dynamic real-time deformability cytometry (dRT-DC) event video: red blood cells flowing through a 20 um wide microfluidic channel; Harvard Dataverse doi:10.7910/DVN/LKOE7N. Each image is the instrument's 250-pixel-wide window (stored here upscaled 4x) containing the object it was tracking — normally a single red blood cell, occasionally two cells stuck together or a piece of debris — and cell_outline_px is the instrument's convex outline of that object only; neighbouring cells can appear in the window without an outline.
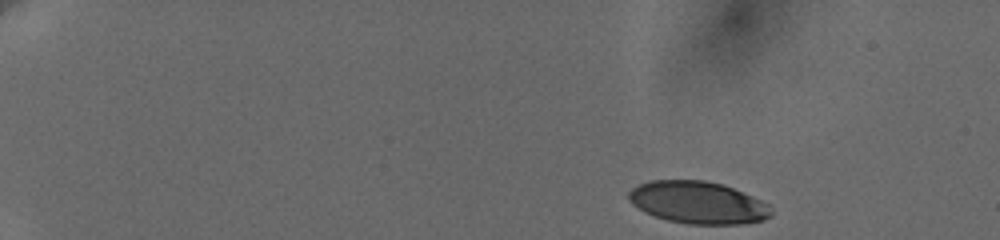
{"species": "human", "species_latin": "Homo sapiens", "temperature_condition": "cold", "stored_images_in_passage": 31, "camera_frame_rate_fps": 3000, "um_per_image_px": 0.085, "donor": {"sex": "female"}, "frame": {"image": 1, "passage_image": 1, "time_ms": 0.0, "image_size_px": [1000, 240], "cell_outline_px": [[772, 216], [764, 220], [740, 224], [688, 224], [668, 220], [644, 212], [632, 204], [628, 200], [628, 192], [632, 188], [640, 184], [652, 180], [704, 180], [724, 184], [752, 196], [768, 204], [772, 212]], "centroid_in_image_um": [59.32, 17.21], "position_along_channel_um": 25.7, "area_um2": 35.14}}
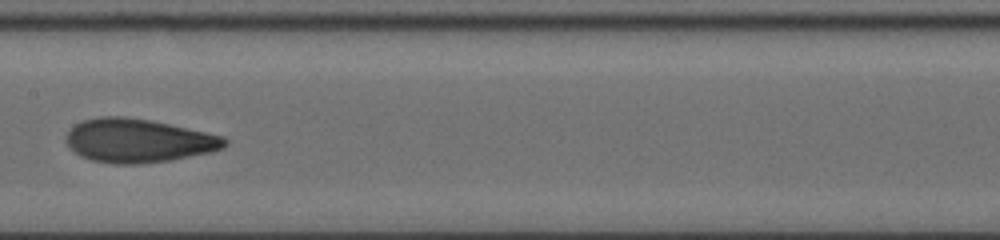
{"frame": {"image": 2, "passage_image": 18, "time_ms": 8.333, "image_size_px": [1000, 240], "cell_outline_px": [[228, 144], [224, 148], [212, 152], [172, 160], [140, 164], [112, 164], [92, 160], [80, 156], [68, 144], [68, 132], [76, 124], [84, 120], [100, 116], [120, 116], [148, 120], [168, 124], [224, 136], [228, 140]], "centroid_in_image_um": [11.81, 11.97], "position_along_channel_um": 195.6, "area_um2": 40.11}}
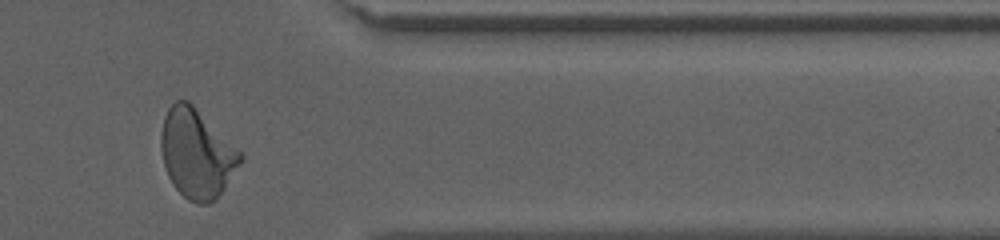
{"frame": {"image": 3, "passage_image": 30, "time_ms": 14.0, "image_size_px": [1000, 240], "cell_outline_px": [[244, 156], [224, 188], [216, 200], [208, 204], [196, 204], [188, 200], [172, 184], [168, 176], [164, 164], [160, 148], [160, 136], [164, 116], [168, 108], [176, 100], [188, 100]], "centroid_in_image_um": [16.68, 13.07], "position_along_channel_um": 394.7, "area_um2": 40.58}, "authors_computed_cell_mechanics": {"area_um2": 38.5526, "velocity_mm_per_s": 3.6513, "shape_relaxation_time_tau1_ms": 7.7396, "shape_relaxation_time_tau2_ms": 1.1208, "deformation_change_tau1": 0.2233, "deformation_change_tau2": 0.0704}}